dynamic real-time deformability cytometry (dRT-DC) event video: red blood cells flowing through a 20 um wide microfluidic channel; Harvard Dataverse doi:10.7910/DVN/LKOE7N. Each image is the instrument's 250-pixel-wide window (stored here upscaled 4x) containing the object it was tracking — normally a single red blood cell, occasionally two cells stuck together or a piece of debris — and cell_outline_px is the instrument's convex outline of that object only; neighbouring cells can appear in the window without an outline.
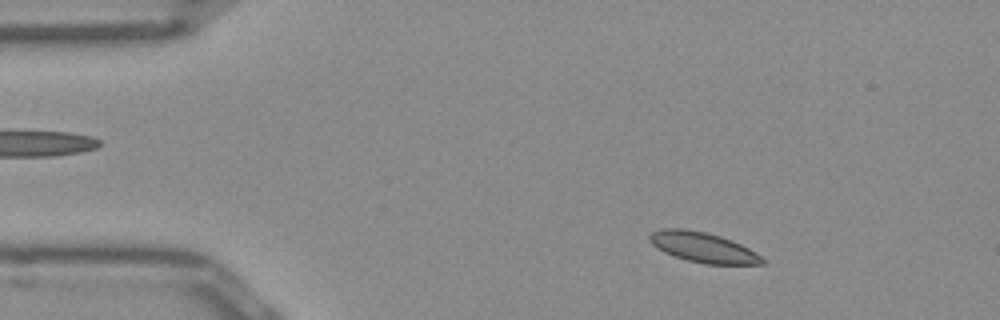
{"species": "Egyptian fruit bat (a non-hibernating species)", "species_latin": "Rousettus aegyptiacus", "temperature_condition": "room temperature", "stored_images_in_passage": 51, "segment_of_instrument_passage": [1, 2], "camera_frame_rate_fps": 3000, "um_per_image_px": 0.085, "frame": {"image": 1, "passage_image": 6, "time_ms": 1.667, "image_size_px": [1000, 320], "cell_outline_px": [[768, 260], [764, 264], [704, 264], [688, 260], [664, 252], [656, 248], [648, 240], [648, 236], [652, 232], [660, 228], [684, 228], [704, 232], [720, 236], [732, 240], [756, 252]], "centroid_in_image_um": [59.76, 21.02], "position_along_channel_um": 25.2, "area_um2": 19.88}}
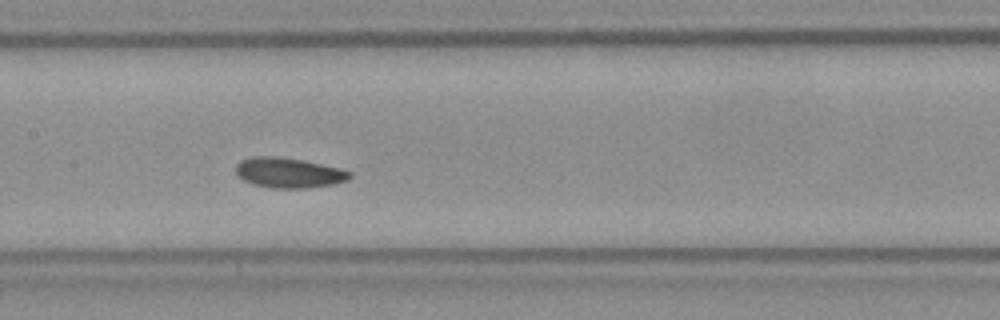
{"frame": {"image": 2, "passage_image": 23, "time_ms": 7.333, "image_size_px": [1000, 320], "cell_outline_px": [[352, 176], [348, 180], [332, 184], [308, 188], [268, 188], [252, 184], [244, 180], [236, 172], [236, 164], [240, 160], [252, 156], [272, 156], [300, 160], [340, 168], [352, 172]], "centroid_in_image_um": [24.53, 14.69], "position_along_channel_um": 182.9, "area_um2": 19.94}}
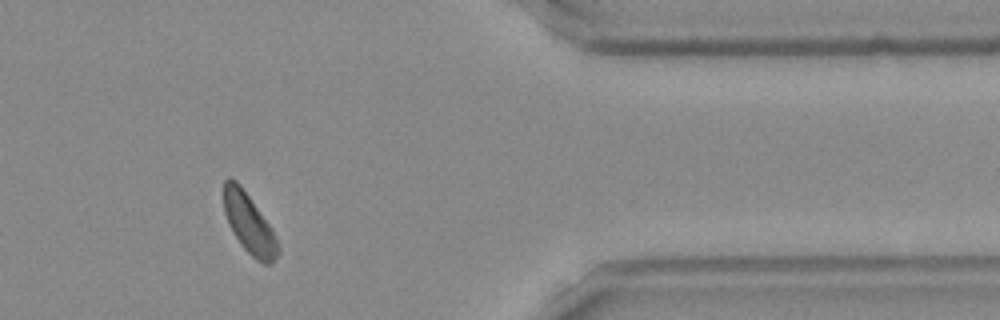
{"frame": {"image": 3, "passage_image": 41, "time_ms": 13.333, "image_size_px": [1000, 320], "cell_outline_px": [[280, 252], [272, 264], [264, 264], [256, 260], [240, 244], [228, 224], [224, 212], [224, 180], [228, 176], [236, 180], [240, 184], [272, 228], [276, 236], [280, 248]], "centroid_in_image_um": [21.19, 19.02], "position_along_channel_um": 390.2, "area_um2": 19.02}}